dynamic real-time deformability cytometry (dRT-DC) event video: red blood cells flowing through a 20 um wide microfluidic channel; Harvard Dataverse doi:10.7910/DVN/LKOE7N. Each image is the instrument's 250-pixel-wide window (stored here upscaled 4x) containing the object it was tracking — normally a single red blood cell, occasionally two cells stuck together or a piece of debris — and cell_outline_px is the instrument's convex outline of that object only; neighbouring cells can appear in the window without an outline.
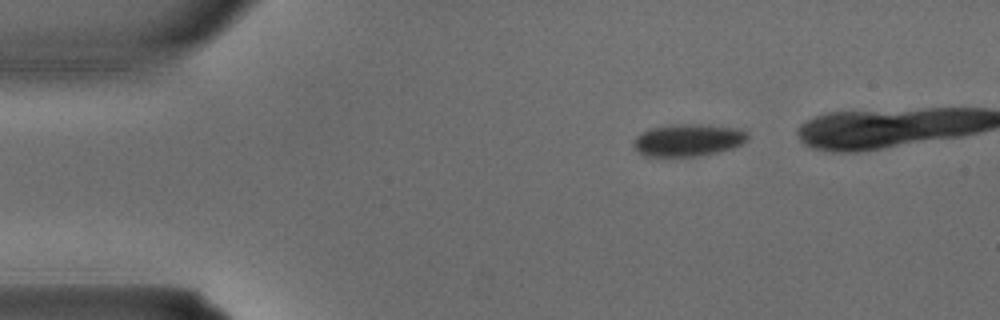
{"species": "common noctule bat (a hibernating species)", "species_latin": "Nyctalus noctula", "temperature_condition": "warm", "stored_images_in_passage": 5, "camera_frame_rate_fps": 3000, "um_per_image_px": 0.085, "animal": {"sex": "male", "body_mass_g": 15.6}, "frame": {"image": 1, "passage_image": 1, "time_ms": 0.0, "image_size_px": [1000, 320], "cell_outline_px": [[748, 140], [732, 148], [700, 156], [644, 156], [632, 144], [636, 136], [640, 132], [648, 128], [672, 124], [708, 124], [736, 128], [748, 132]], "centroid_in_image_um": [58.47, 11.89], "position_along_channel_um": 26.5, "area_um2": 21.62}}